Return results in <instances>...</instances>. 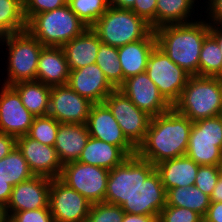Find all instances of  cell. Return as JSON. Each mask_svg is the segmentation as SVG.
<instances>
[{"mask_svg": "<svg viewBox=\"0 0 222 222\" xmlns=\"http://www.w3.org/2000/svg\"><path fill=\"white\" fill-rule=\"evenodd\" d=\"M89 137L86 124L60 123L53 147L61 164L77 161Z\"/></svg>", "mask_w": 222, "mask_h": 222, "instance_id": "21", "label": "cell"}, {"mask_svg": "<svg viewBox=\"0 0 222 222\" xmlns=\"http://www.w3.org/2000/svg\"><path fill=\"white\" fill-rule=\"evenodd\" d=\"M185 155L200 166H220L222 160V115L193 122Z\"/></svg>", "mask_w": 222, "mask_h": 222, "instance_id": "7", "label": "cell"}, {"mask_svg": "<svg viewBox=\"0 0 222 222\" xmlns=\"http://www.w3.org/2000/svg\"><path fill=\"white\" fill-rule=\"evenodd\" d=\"M135 0H108V5L114 8L131 9Z\"/></svg>", "mask_w": 222, "mask_h": 222, "instance_id": "48", "label": "cell"}, {"mask_svg": "<svg viewBox=\"0 0 222 222\" xmlns=\"http://www.w3.org/2000/svg\"><path fill=\"white\" fill-rule=\"evenodd\" d=\"M193 122L173 107L152 117L144 141L137 147V155L153 165L186 154Z\"/></svg>", "mask_w": 222, "mask_h": 222, "instance_id": "1", "label": "cell"}, {"mask_svg": "<svg viewBox=\"0 0 222 222\" xmlns=\"http://www.w3.org/2000/svg\"><path fill=\"white\" fill-rule=\"evenodd\" d=\"M211 202H221L222 201V174H220L216 186L213 189L212 195L210 196Z\"/></svg>", "mask_w": 222, "mask_h": 222, "instance_id": "49", "label": "cell"}, {"mask_svg": "<svg viewBox=\"0 0 222 222\" xmlns=\"http://www.w3.org/2000/svg\"><path fill=\"white\" fill-rule=\"evenodd\" d=\"M87 28L68 4L36 14L27 22V30L44 47H62Z\"/></svg>", "mask_w": 222, "mask_h": 222, "instance_id": "4", "label": "cell"}, {"mask_svg": "<svg viewBox=\"0 0 222 222\" xmlns=\"http://www.w3.org/2000/svg\"><path fill=\"white\" fill-rule=\"evenodd\" d=\"M26 29L23 0H0V31L8 35Z\"/></svg>", "mask_w": 222, "mask_h": 222, "instance_id": "31", "label": "cell"}, {"mask_svg": "<svg viewBox=\"0 0 222 222\" xmlns=\"http://www.w3.org/2000/svg\"><path fill=\"white\" fill-rule=\"evenodd\" d=\"M199 76L222 78V55L216 39L209 33L199 56Z\"/></svg>", "mask_w": 222, "mask_h": 222, "instance_id": "33", "label": "cell"}, {"mask_svg": "<svg viewBox=\"0 0 222 222\" xmlns=\"http://www.w3.org/2000/svg\"><path fill=\"white\" fill-rule=\"evenodd\" d=\"M118 89L151 117L161 115L172 108L146 72L127 78Z\"/></svg>", "mask_w": 222, "mask_h": 222, "instance_id": "17", "label": "cell"}, {"mask_svg": "<svg viewBox=\"0 0 222 222\" xmlns=\"http://www.w3.org/2000/svg\"><path fill=\"white\" fill-rule=\"evenodd\" d=\"M172 107L192 122L221 115L222 78L191 76Z\"/></svg>", "mask_w": 222, "mask_h": 222, "instance_id": "3", "label": "cell"}, {"mask_svg": "<svg viewBox=\"0 0 222 222\" xmlns=\"http://www.w3.org/2000/svg\"><path fill=\"white\" fill-rule=\"evenodd\" d=\"M16 146L22 152L34 176L59 178L63 165L53 146L39 143L27 135L16 138Z\"/></svg>", "mask_w": 222, "mask_h": 222, "instance_id": "19", "label": "cell"}, {"mask_svg": "<svg viewBox=\"0 0 222 222\" xmlns=\"http://www.w3.org/2000/svg\"><path fill=\"white\" fill-rule=\"evenodd\" d=\"M3 220V217H2V210L0 209V222Z\"/></svg>", "mask_w": 222, "mask_h": 222, "instance_id": "50", "label": "cell"}, {"mask_svg": "<svg viewBox=\"0 0 222 222\" xmlns=\"http://www.w3.org/2000/svg\"><path fill=\"white\" fill-rule=\"evenodd\" d=\"M220 170H221V174H222V160H221V163H220Z\"/></svg>", "mask_w": 222, "mask_h": 222, "instance_id": "52", "label": "cell"}, {"mask_svg": "<svg viewBox=\"0 0 222 222\" xmlns=\"http://www.w3.org/2000/svg\"><path fill=\"white\" fill-rule=\"evenodd\" d=\"M7 222H55L50 208H39L13 213Z\"/></svg>", "mask_w": 222, "mask_h": 222, "instance_id": "40", "label": "cell"}, {"mask_svg": "<svg viewBox=\"0 0 222 222\" xmlns=\"http://www.w3.org/2000/svg\"><path fill=\"white\" fill-rule=\"evenodd\" d=\"M146 73L158 87L160 94L173 106L179 99L191 75L175 64L158 46L152 50Z\"/></svg>", "mask_w": 222, "mask_h": 222, "instance_id": "9", "label": "cell"}, {"mask_svg": "<svg viewBox=\"0 0 222 222\" xmlns=\"http://www.w3.org/2000/svg\"><path fill=\"white\" fill-rule=\"evenodd\" d=\"M33 176L34 174L17 146L8 155L0 159V178L13 187Z\"/></svg>", "mask_w": 222, "mask_h": 222, "instance_id": "30", "label": "cell"}, {"mask_svg": "<svg viewBox=\"0 0 222 222\" xmlns=\"http://www.w3.org/2000/svg\"><path fill=\"white\" fill-rule=\"evenodd\" d=\"M92 105L67 84L51 86L48 115L59 123L86 124Z\"/></svg>", "mask_w": 222, "mask_h": 222, "instance_id": "13", "label": "cell"}, {"mask_svg": "<svg viewBox=\"0 0 222 222\" xmlns=\"http://www.w3.org/2000/svg\"><path fill=\"white\" fill-rule=\"evenodd\" d=\"M128 157L120 147L89 137L77 161L110 171L122 164Z\"/></svg>", "mask_w": 222, "mask_h": 222, "instance_id": "26", "label": "cell"}, {"mask_svg": "<svg viewBox=\"0 0 222 222\" xmlns=\"http://www.w3.org/2000/svg\"><path fill=\"white\" fill-rule=\"evenodd\" d=\"M199 166L186 155L164 160L155 165L161 182L168 189L194 186Z\"/></svg>", "mask_w": 222, "mask_h": 222, "instance_id": "24", "label": "cell"}, {"mask_svg": "<svg viewBox=\"0 0 222 222\" xmlns=\"http://www.w3.org/2000/svg\"><path fill=\"white\" fill-rule=\"evenodd\" d=\"M68 4V0H23V12L26 22L34 15L52 11Z\"/></svg>", "mask_w": 222, "mask_h": 222, "instance_id": "39", "label": "cell"}, {"mask_svg": "<svg viewBox=\"0 0 222 222\" xmlns=\"http://www.w3.org/2000/svg\"><path fill=\"white\" fill-rule=\"evenodd\" d=\"M201 15L192 22L163 25L154 30L156 46L191 76L199 75L201 47L209 34V23Z\"/></svg>", "mask_w": 222, "mask_h": 222, "instance_id": "2", "label": "cell"}, {"mask_svg": "<svg viewBox=\"0 0 222 222\" xmlns=\"http://www.w3.org/2000/svg\"><path fill=\"white\" fill-rule=\"evenodd\" d=\"M206 2L207 8L205 7L206 12L204 11V13L208 15L205 18L207 22L209 24L222 25V0H207Z\"/></svg>", "mask_w": 222, "mask_h": 222, "instance_id": "42", "label": "cell"}, {"mask_svg": "<svg viewBox=\"0 0 222 222\" xmlns=\"http://www.w3.org/2000/svg\"><path fill=\"white\" fill-rule=\"evenodd\" d=\"M5 35L0 31V41Z\"/></svg>", "mask_w": 222, "mask_h": 222, "instance_id": "51", "label": "cell"}, {"mask_svg": "<svg viewBox=\"0 0 222 222\" xmlns=\"http://www.w3.org/2000/svg\"><path fill=\"white\" fill-rule=\"evenodd\" d=\"M109 170L74 161L63 165L59 179L93 203L105 202Z\"/></svg>", "mask_w": 222, "mask_h": 222, "instance_id": "10", "label": "cell"}, {"mask_svg": "<svg viewBox=\"0 0 222 222\" xmlns=\"http://www.w3.org/2000/svg\"><path fill=\"white\" fill-rule=\"evenodd\" d=\"M155 170L150 161L137 154L109 171L105 203L121 206Z\"/></svg>", "mask_w": 222, "mask_h": 222, "instance_id": "8", "label": "cell"}, {"mask_svg": "<svg viewBox=\"0 0 222 222\" xmlns=\"http://www.w3.org/2000/svg\"><path fill=\"white\" fill-rule=\"evenodd\" d=\"M70 69L62 47H43L37 64L36 80L48 86L65 85Z\"/></svg>", "mask_w": 222, "mask_h": 222, "instance_id": "22", "label": "cell"}, {"mask_svg": "<svg viewBox=\"0 0 222 222\" xmlns=\"http://www.w3.org/2000/svg\"><path fill=\"white\" fill-rule=\"evenodd\" d=\"M156 46L154 30L139 41L118 47V59L124 81L132 76L146 72L149 56Z\"/></svg>", "mask_w": 222, "mask_h": 222, "instance_id": "23", "label": "cell"}, {"mask_svg": "<svg viewBox=\"0 0 222 222\" xmlns=\"http://www.w3.org/2000/svg\"><path fill=\"white\" fill-rule=\"evenodd\" d=\"M91 204L59 178L51 179L49 208L55 222H86Z\"/></svg>", "mask_w": 222, "mask_h": 222, "instance_id": "12", "label": "cell"}, {"mask_svg": "<svg viewBox=\"0 0 222 222\" xmlns=\"http://www.w3.org/2000/svg\"><path fill=\"white\" fill-rule=\"evenodd\" d=\"M166 192L159 173L154 170L121 208L125 213L159 217L161 210L166 206Z\"/></svg>", "mask_w": 222, "mask_h": 222, "instance_id": "18", "label": "cell"}, {"mask_svg": "<svg viewBox=\"0 0 222 222\" xmlns=\"http://www.w3.org/2000/svg\"><path fill=\"white\" fill-rule=\"evenodd\" d=\"M197 2L199 4L198 0H157L156 28L168 24H181L194 21L191 15L195 12L193 7H198L196 5Z\"/></svg>", "mask_w": 222, "mask_h": 222, "instance_id": "28", "label": "cell"}, {"mask_svg": "<svg viewBox=\"0 0 222 222\" xmlns=\"http://www.w3.org/2000/svg\"><path fill=\"white\" fill-rule=\"evenodd\" d=\"M70 9L91 28L108 9V0H68Z\"/></svg>", "mask_w": 222, "mask_h": 222, "instance_id": "34", "label": "cell"}, {"mask_svg": "<svg viewBox=\"0 0 222 222\" xmlns=\"http://www.w3.org/2000/svg\"><path fill=\"white\" fill-rule=\"evenodd\" d=\"M123 134L137 148L145 139L152 117L140 110L122 91L114 89L104 100Z\"/></svg>", "mask_w": 222, "mask_h": 222, "instance_id": "11", "label": "cell"}, {"mask_svg": "<svg viewBox=\"0 0 222 222\" xmlns=\"http://www.w3.org/2000/svg\"><path fill=\"white\" fill-rule=\"evenodd\" d=\"M0 88V133L14 136L27 135L34 115L22 104L18 92L9 85Z\"/></svg>", "mask_w": 222, "mask_h": 222, "instance_id": "16", "label": "cell"}, {"mask_svg": "<svg viewBox=\"0 0 222 222\" xmlns=\"http://www.w3.org/2000/svg\"><path fill=\"white\" fill-rule=\"evenodd\" d=\"M18 92L22 104L35 117L47 116L51 86L40 81H23L12 85Z\"/></svg>", "mask_w": 222, "mask_h": 222, "instance_id": "27", "label": "cell"}, {"mask_svg": "<svg viewBox=\"0 0 222 222\" xmlns=\"http://www.w3.org/2000/svg\"><path fill=\"white\" fill-rule=\"evenodd\" d=\"M91 28L101 42L114 47L145 39L153 31L150 24L130 9L110 6Z\"/></svg>", "mask_w": 222, "mask_h": 222, "instance_id": "6", "label": "cell"}, {"mask_svg": "<svg viewBox=\"0 0 222 222\" xmlns=\"http://www.w3.org/2000/svg\"><path fill=\"white\" fill-rule=\"evenodd\" d=\"M209 33L216 39L222 55V25L209 24Z\"/></svg>", "mask_w": 222, "mask_h": 222, "instance_id": "47", "label": "cell"}, {"mask_svg": "<svg viewBox=\"0 0 222 222\" xmlns=\"http://www.w3.org/2000/svg\"><path fill=\"white\" fill-rule=\"evenodd\" d=\"M16 146V138L5 133H0V159L8 155Z\"/></svg>", "mask_w": 222, "mask_h": 222, "instance_id": "44", "label": "cell"}, {"mask_svg": "<svg viewBox=\"0 0 222 222\" xmlns=\"http://www.w3.org/2000/svg\"><path fill=\"white\" fill-rule=\"evenodd\" d=\"M0 43L1 47L6 45L8 53L7 77L2 84L12 86L36 80L37 64L44 46L27 29L5 35Z\"/></svg>", "mask_w": 222, "mask_h": 222, "instance_id": "5", "label": "cell"}, {"mask_svg": "<svg viewBox=\"0 0 222 222\" xmlns=\"http://www.w3.org/2000/svg\"><path fill=\"white\" fill-rule=\"evenodd\" d=\"M158 216L125 213L122 222H157Z\"/></svg>", "mask_w": 222, "mask_h": 222, "instance_id": "46", "label": "cell"}, {"mask_svg": "<svg viewBox=\"0 0 222 222\" xmlns=\"http://www.w3.org/2000/svg\"><path fill=\"white\" fill-rule=\"evenodd\" d=\"M156 4L157 0H135V4L130 9L137 16L143 18L150 24L153 30L156 29Z\"/></svg>", "mask_w": 222, "mask_h": 222, "instance_id": "41", "label": "cell"}, {"mask_svg": "<svg viewBox=\"0 0 222 222\" xmlns=\"http://www.w3.org/2000/svg\"><path fill=\"white\" fill-rule=\"evenodd\" d=\"M67 85L91 103H102L115 89L96 64L70 70Z\"/></svg>", "mask_w": 222, "mask_h": 222, "instance_id": "20", "label": "cell"}, {"mask_svg": "<svg viewBox=\"0 0 222 222\" xmlns=\"http://www.w3.org/2000/svg\"><path fill=\"white\" fill-rule=\"evenodd\" d=\"M100 39L92 28L62 46L70 70H76L96 61Z\"/></svg>", "mask_w": 222, "mask_h": 222, "instance_id": "25", "label": "cell"}, {"mask_svg": "<svg viewBox=\"0 0 222 222\" xmlns=\"http://www.w3.org/2000/svg\"><path fill=\"white\" fill-rule=\"evenodd\" d=\"M95 63L102 69L109 83L118 89L123 84V72L118 59V47L100 42Z\"/></svg>", "mask_w": 222, "mask_h": 222, "instance_id": "32", "label": "cell"}, {"mask_svg": "<svg viewBox=\"0 0 222 222\" xmlns=\"http://www.w3.org/2000/svg\"><path fill=\"white\" fill-rule=\"evenodd\" d=\"M210 204V196L203 193L195 185L172 188L166 192V206L188 208L202 217L206 215Z\"/></svg>", "mask_w": 222, "mask_h": 222, "instance_id": "29", "label": "cell"}, {"mask_svg": "<svg viewBox=\"0 0 222 222\" xmlns=\"http://www.w3.org/2000/svg\"><path fill=\"white\" fill-rule=\"evenodd\" d=\"M220 174V166H199L194 185L206 195L211 196Z\"/></svg>", "mask_w": 222, "mask_h": 222, "instance_id": "37", "label": "cell"}, {"mask_svg": "<svg viewBox=\"0 0 222 222\" xmlns=\"http://www.w3.org/2000/svg\"><path fill=\"white\" fill-rule=\"evenodd\" d=\"M60 123L53 117H34L27 136L39 143L54 146Z\"/></svg>", "mask_w": 222, "mask_h": 222, "instance_id": "35", "label": "cell"}, {"mask_svg": "<svg viewBox=\"0 0 222 222\" xmlns=\"http://www.w3.org/2000/svg\"><path fill=\"white\" fill-rule=\"evenodd\" d=\"M124 215L121 206L105 202L93 203L86 222H122Z\"/></svg>", "mask_w": 222, "mask_h": 222, "instance_id": "36", "label": "cell"}, {"mask_svg": "<svg viewBox=\"0 0 222 222\" xmlns=\"http://www.w3.org/2000/svg\"><path fill=\"white\" fill-rule=\"evenodd\" d=\"M13 186L0 178V209L3 210L8 204Z\"/></svg>", "mask_w": 222, "mask_h": 222, "instance_id": "45", "label": "cell"}, {"mask_svg": "<svg viewBox=\"0 0 222 222\" xmlns=\"http://www.w3.org/2000/svg\"><path fill=\"white\" fill-rule=\"evenodd\" d=\"M86 126L90 137L120 147L129 157L137 154V148L123 134L104 102L92 105Z\"/></svg>", "mask_w": 222, "mask_h": 222, "instance_id": "15", "label": "cell"}, {"mask_svg": "<svg viewBox=\"0 0 222 222\" xmlns=\"http://www.w3.org/2000/svg\"><path fill=\"white\" fill-rule=\"evenodd\" d=\"M203 219L207 222H222V201L211 202Z\"/></svg>", "mask_w": 222, "mask_h": 222, "instance_id": "43", "label": "cell"}, {"mask_svg": "<svg viewBox=\"0 0 222 222\" xmlns=\"http://www.w3.org/2000/svg\"><path fill=\"white\" fill-rule=\"evenodd\" d=\"M203 217L188 208L165 206L158 217V222H201Z\"/></svg>", "mask_w": 222, "mask_h": 222, "instance_id": "38", "label": "cell"}, {"mask_svg": "<svg viewBox=\"0 0 222 222\" xmlns=\"http://www.w3.org/2000/svg\"><path fill=\"white\" fill-rule=\"evenodd\" d=\"M50 184V178L33 176L15 185L8 204L2 210L3 220L16 212L49 208Z\"/></svg>", "mask_w": 222, "mask_h": 222, "instance_id": "14", "label": "cell"}]
</instances>
